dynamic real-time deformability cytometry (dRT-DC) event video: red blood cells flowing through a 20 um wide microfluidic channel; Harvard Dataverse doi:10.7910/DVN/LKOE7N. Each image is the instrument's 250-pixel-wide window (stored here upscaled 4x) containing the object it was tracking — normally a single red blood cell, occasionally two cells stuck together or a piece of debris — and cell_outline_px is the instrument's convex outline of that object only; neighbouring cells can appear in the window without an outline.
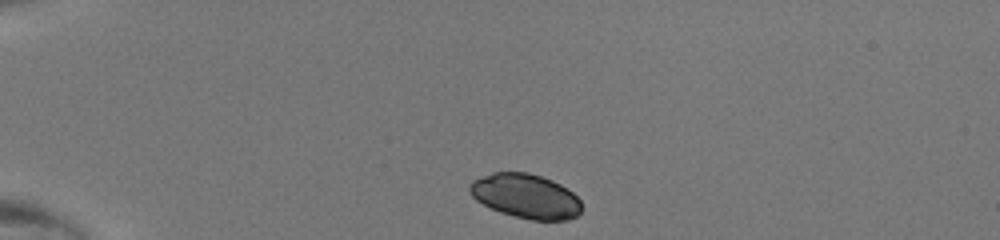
{"species": "human", "species_latin": "Homo sapiens", "temperature_condition": "room temperature", "stored_images_in_passage": 37, "camera_frame_rate_fps": 3000, "um_per_image_px": 0.085, "donor": {"sex": "male"}, "frame": {"image": 1, "passage_image": 1, "time_ms": 0.0, "image_size_px": [1000, 240], "cell_outline_px": [[580, 212], [576, 216], [568, 220], [532, 220], [500, 212], [476, 200], [468, 192], [468, 184], [472, 180], [492, 172], [528, 172], [552, 180], [560, 184], [572, 192], [580, 200]], "centroid_in_image_um": [44.66, 16.66], "position_along_channel_um": 40.3, "area_um2": 28.9}}
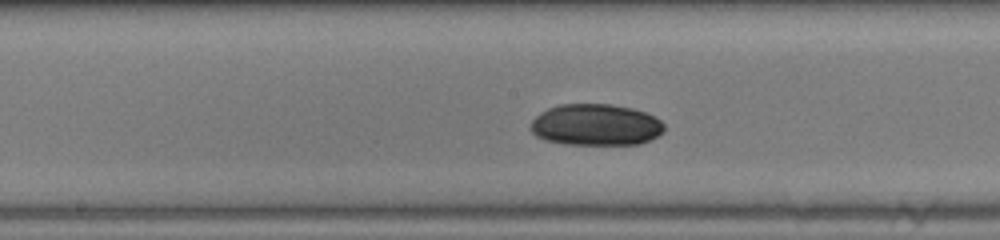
{"frame": {"image": 2, "passage_image": 16, "time_ms": 5.0, "image_size_px": [1000, 240], "cell_outline_px": [[664, 132], [640, 144], [564, 144], [544, 140], [536, 136], [532, 132], [532, 120], [540, 112], [548, 108], [560, 104], [612, 104], [632, 108], [656, 116], [664, 124]], "centroid_in_image_um": [50.65, 10.6], "position_along_channel_um": 197.6, "area_um2": 32.37}}
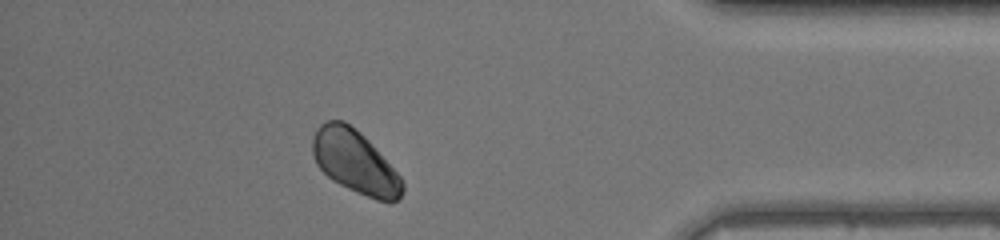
{"frame": {"image": 3, "passage_image": 32, "time_ms": 10.333, "image_size_px": [1000, 240], "cell_outline_px": [[404, 188], [400, 200], [388, 204], [376, 200], [356, 192], [332, 180], [316, 164], [312, 152], [312, 136], [316, 128], [320, 124], [328, 120], [344, 120], [360, 132], [368, 140], [400, 176], [404, 184]], "centroid_in_image_um": [30.17, 13.77], "position_along_channel_um": 405.0, "area_um2": 33.12}}